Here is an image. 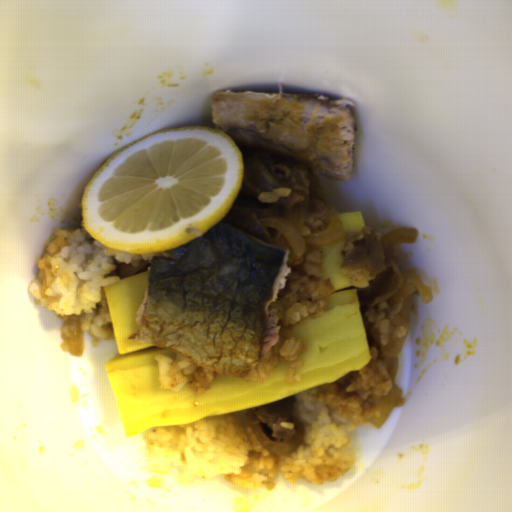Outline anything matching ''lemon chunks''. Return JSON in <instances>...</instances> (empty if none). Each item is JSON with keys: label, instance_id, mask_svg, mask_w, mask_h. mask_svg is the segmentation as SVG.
I'll list each match as a JSON object with an SVG mask.
<instances>
[{"label": "lemon chunks", "instance_id": "e0be4373", "mask_svg": "<svg viewBox=\"0 0 512 512\" xmlns=\"http://www.w3.org/2000/svg\"><path fill=\"white\" fill-rule=\"evenodd\" d=\"M243 156L222 131L171 127L120 147L84 189L83 226L119 253L182 247L219 224L242 184Z\"/></svg>", "mask_w": 512, "mask_h": 512}]
</instances>
